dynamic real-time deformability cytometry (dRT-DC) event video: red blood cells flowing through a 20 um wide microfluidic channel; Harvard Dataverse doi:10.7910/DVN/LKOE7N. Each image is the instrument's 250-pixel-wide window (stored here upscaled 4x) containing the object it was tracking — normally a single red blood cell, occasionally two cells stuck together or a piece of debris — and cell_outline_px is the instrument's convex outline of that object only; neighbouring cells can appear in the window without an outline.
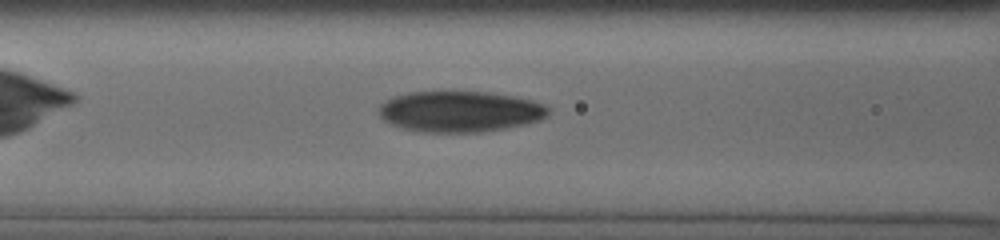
{"species": "human", "species_latin": "Homo sapiens", "temperature_condition": "cold", "stored_images_in_passage": 36, "camera_frame_rate_fps": 3000, "um_per_image_px": 0.085, "donor": {"sex": "male"}, "frame": {"image": 1, "passage_image": 9, "time_ms": 1.667, "image_size_px": [1000, 240], "cell_outline_px": [[548, 116], [540, 120], [524, 124], [504, 128], [480, 132], [420, 132], [404, 128], [392, 124], [384, 120], [380, 116], [380, 104], [392, 96], [408, 92], [484, 92], [512, 96], [532, 100], [548, 108]], "centroid_in_image_um": [39.06, 9.48], "position_along_channel_um": 127.5, "area_um2": 40.06}}
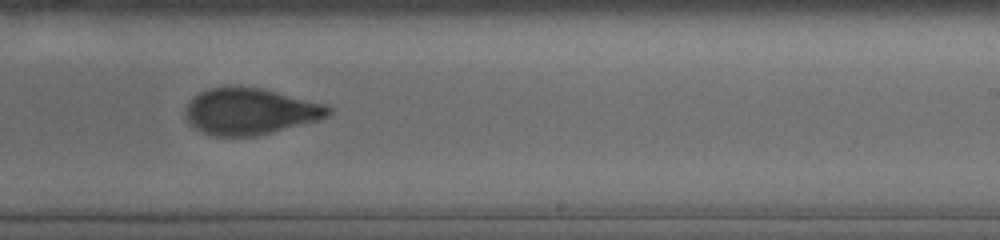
{"frame": {"image": 2, "passage_image": 23, "time_ms": 5.333, "image_size_px": [1000, 240], "cell_outline_px": [[332, 112], [328, 116], [316, 120], [272, 132], [256, 136], [212, 136], [188, 124], [184, 116], [184, 108], [188, 100], [192, 96], [208, 88], [264, 88], [324, 104], [332, 108]], "centroid_in_image_um": [21.2, 9.47], "position_along_channel_um": 267.8, "area_um2": 38.49}}
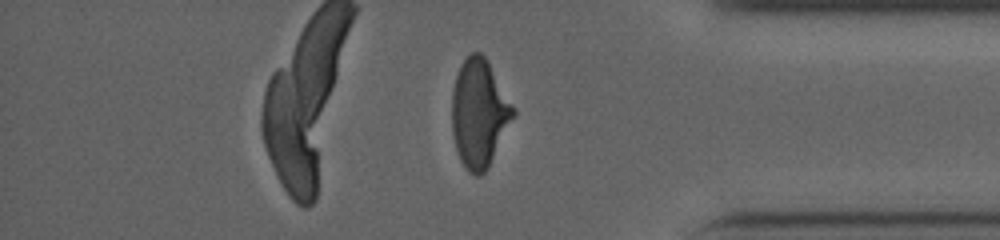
{"frame": {"image": 3, "passage_image": 30, "time_ms": 9.0, "image_size_px": [1000, 240], "cell_outline_px": [[516, 112], [488, 168], [480, 176], [476, 176], [468, 172], [460, 160], [456, 148], [452, 132], [452, 92], [456, 76], [460, 64], [472, 52], [480, 52], [484, 56]], "centroid_in_image_um": [40.7, 9.66], "position_along_channel_um": 394.5, "area_um2": 38.03}}